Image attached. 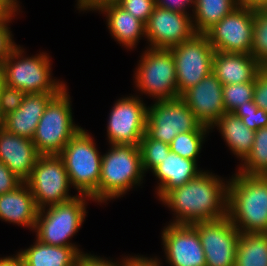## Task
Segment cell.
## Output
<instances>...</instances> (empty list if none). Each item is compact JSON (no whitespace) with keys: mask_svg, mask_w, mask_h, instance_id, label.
<instances>
[{"mask_svg":"<svg viewBox=\"0 0 267 266\" xmlns=\"http://www.w3.org/2000/svg\"><path fill=\"white\" fill-rule=\"evenodd\" d=\"M152 172L160 181L157 195L161 200L170 190L186 184L202 171L197 170V161L183 158L170 151Z\"/></svg>","mask_w":267,"mask_h":266,"instance_id":"cell-23","label":"cell"},{"mask_svg":"<svg viewBox=\"0 0 267 266\" xmlns=\"http://www.w3.org/2000/svg\"><path fill=\"white\" fill-rule=\"evenodd\" d=\"M255 79L251 82L223 85V101L226 112H234L239 106L253 100Z\"/></svg>","mask_w":267,"mask_h":266,"instance_id":"cell-32","label":"cell"},{"mask_svg":"<svg viewBox=\"0 0 267 266\" xmlns=\"http://www.w3.org/2000/svg\"><path fill=\"white\" fill-rule=\"evenodd\" d=\"M5 24H0V65L9 57L13 50L18 46L12 40L10 28Z\"/></svg>","mask_w":267,"mask_h":266,"instance_id":"cell-38","label":"cell"},{"mask_svg":"<svg viewBox=\"0 0 267 266\" xmlns=\"http://www.w3.org/2000/svg\"><path fill=\"white\" fill-rule=\"evenodd\" d=\"M191 225L199 234L206 266H234L240 232L228 216Z\"/></svg>","mask_w":267,"mask_h":266,"instance_id":"cell-13","label":"cell"},{"mask_svg":"<svg viewBox=\"0 0 267 266\" xmlns=\"http://www.w3.org/2000/svg\"><path fill=\"white\" fill-rule=\"evenodd\" d=\"M40 154L31 139L0 126V161L24 182L30 177Z\"/></svg>","mask_w":267,"mask_h":266,"instance_id":"cell-18","label":"cell"},{"mask_svg":"<svg viewBox=\"0 0 267 266\" xmlns=\"http://www.w3.org/2000/svg\"><path fill=\"white\" fill-rule=\"evenodd\" d=\"M24 181L0 161V195L12 191L20 186Z\"/></svg>","mask_w":267,"mask_h":266,"instance_id":"cell-37","label":"cell"},{"mask_svg":"<svg viewBox=\"0 0 267 266\" xmlns=\"http://www.w3.org/2000/svg\"><path fill=\"white\" fill-rule=\"evenodd\" d=\"M106 1H112V0H78V8L80 10H94L99 4L106 2Z\"/></svg>","mask_w":267,"mask_h":266,"instance_id":"cell-45","label":"cell"},{"mask_svg":"<svg viewBox=\"0 0 267 266\" xmlns=\"http://www.w3.org/2000/svg\"><path fill=\"white\" fill-rule=\"evenodd\" d=\"M110 149L102 156L99 202L124 195L144 176L139 146L111 144Z\"/></svg>","mask_w":267,"mask_h":266,"instance_id":"cell-3","label":"cell"},{"mask_svg":"<svg viewBox=\"0 0 267 266\" xmlns=\"http://www.w3.org/2000/svg\"><path fill=\"white\" fill-rule=\"evenodd\" d=\"M86 195H76L73 199L39 209L35 232L42 243L53 246L77 247L69 242L86 217ZM47 210V212H45Z\"/></svg>","mask_w":267,"mask_h":266,"instance_id":"cell-6","label":"cell"},{"mask_svg":"<svg viewBox=\"0 0 267 266\" xmlns=\"http://www.w3.org/2000/svg\"><path fill=\"white\" fill-rule=\"evenodd\" d=\"M195 6V0H155V5L171 11L189 14L186 11L188 5Z\"/></svg>","mask_w":267,"mask_h":266,"instance_id":"cell-39","label":"cell"},{"mask_svg":"<svg viewBox=\"0 0 267 266\" xmlns=\"http://www.w3.org/2000/svg\"><path fill=\"white\" fill-rule=\"evenodd\" d=\"M161 201L177 214L171 224L221 219L227 216L228 184L204 171L170 190Z\"/></svg>","mask_w":267,"mask_h":266,"instance_id":"cell-1","label":"cell"},{"mask_svg":"<svg viewBox=\"0 0 267 266\" xmlns=\"http://www.w3.org/2000/svg\"><path fill=\"white\" fill-rule=\"evenodd\" d=\"M25 95L24 91L5 85L0 94V118L15 112L21 106Z\"/></svg>","mask_w":267,"mask_h":266,"instance_id":"cell-34","label":"cell"},{"mask_svg":"<svg viewBox=\"0 0 267 266\" xmlns=\"http://www.w3.org/2000/svg\"><path fill=\"white\" fill-rule=\"evenodd\" d=\"M25 182L39 209L76 197L68 194L71 184L59 155H40L30 177Z\"/></svg>","mask_w":267,"mask_h":266,"instance_id":"cell-10","label":"cell"},{"mask_svg":"<svg viewBox=\"0 0 267 266\" xmlns=\"http://www.w3.org/2000/svg\"><path fill=\"white\" fill-rule=\"evenodd\" d=\"M120 263L111 262L110 260H104L103 258H99L98 256H94L91 254H84L83 252L78 256L76 260V266H121Z\"/></svg>","mask_w":267,"mask_h":266,"instance_id":"cell-40","label":"cell"},{"mask_svg":"<svg viewBox=\"0 0 267 266\" xmlns=\"http://www.w3.org/2000/svg\"><path fill=\"white\" fill-rule=\"evenodd\" d=\"M0 2H18L17 0H0Z\"/></svg>","mask_w":267,"mask_h":266,"instance_id":"cell-47","label":"cell"},{"mask_svg":"<svg viewBox=\"0 0 267 266\" xmlns=\"http://www.w3.org/2000/svg\"><path fill=\"white\" fill-rule=\"evenodd\" d=\"M263 11L267 14V6L263 9Z\"/></svg>","mask_w":267,"mask_h":266,"instance_id":"cell-48","label":"cell"},{"mask_svg":"<svg viewBox=\"0 0 267 266\" xmlns=\"http://www.w3.org/2000/svg\"><path fill=\"white\" fill-rule=\"evenodd\" d=\"M234 266H267V233H240Z\"/></svg>","mask_w":267,"mask_h":266,"instance_id":"cell-27","label":"cell"},{"mask_svg":"<svg viewBox=\"0 0 267 266\" xmlns=\"http://www.w3.org/2000/svg\"><path fill=\"white\" fill-rule=\"evenodd\" d=\"M233 113L253 131L267 126V112L259 108L253 100L246 102L245 106H239Z\"/></svg>","mask_w":267,"mask_h":266,"instance_id":"cell-33","label":"cell"},{"mask_svg":"<svg viewBox=\"0 0 267 266\" xmlns=\"http://www.w3.org/2000/svg\"><path fill=\"white\" fill-rule=\"evenodd\" d=\"M120 7L144 24L150 18L155 7V0H114Z\"/></svg>","mask_w":267,"mask_h":266,"instance_id":"cell-35","label":"cell"},{"mask_svg":"<svg viewBox=\"0 0 267 266\" xmlns=\"http://www.w3.org/2000/svg\"><path fill=\"white\" fill-rule=\"evenodd\" d=\"M180 98L195 117L208 127L217 122L226 112L223 101V84L212 72L197 85L186 90Z\"/></svg>","mask_w":267,"mask_h":266,"instance_id":"cell-17","label":"cell"},{"mask_svg":"<svg viewBox=\"0 0 267 266\" xmlns=\"http://www.w3.org/2000/svg\"><path fill=\"white\" fill-rule=\"evenodd\" d=\"M230 180L229 220L240 233H267V178L237 172Z\"/></svg>","mask_w":267,"mask_h":266,"instance_id":"cell-2","label":"cell"},{"mask_svg":"<svg viewBox=\"0 0 267 266\" xmlns=\"http://www.w3.org/2000/svg\"><path fill=\"white\" fill-rule=\"evenodd\" d=\"M170 50L175 62L179 96L212 72L215 50L205 34H195Z\"/></svg>","mask_w":267,"mask_h":266,"instance_id":"cell-11","label":"cell"},{"mask_svg":"<svg viewBox=\"0 0 267 266\" xmlns=\"http://www.w3.org/2000/svg\"><path fill=\"white\" fill-rule=\"evenodd\" d=\"M238 172L249 176L267 175V126L255 131L253 148Z\"/></svg>","mask_w":267,"mask_h":266,"instance_id":"cell-28","label":"cell"},{"mask_svg":"<svg viewBox=\"0 0 267 266\" xmlns=\"http://www.w3.org/2000/svg\"><path fill=\"white\" fill-rule=\"evenodd\" d=\"M17 10L18 2H0V24L10 22Z\"/></svg>","mask_w":267,"mask_h":266,"instance_id":"cell-41","label":"cell"},{"mask_svg":"<svg viewBox=\"0 0 267 266\" xmlns=\"http://www.w3.org/2000/svg\"><path fill=\"white\" fill-rule=\"evenodd\" d=\"M59 156L68 173L70 184L79 195L99 202V179L102 155H99L91 136L82 128L65 145Z\"/></svg>","mask_w":267,"mask_h":266,"instance_id":"cell-4","label":"cell"},{"mask_svg":"<svg viewBox=\"0 0 267 266\" xmlns=\"http://www.w3.org/2000/svg\"><path fill=\"white\" fill-rule=\"evenodd\" d=\"M145 33L150 48L157 49H171L196 34L189 14L171 11L157 5L145 24Z\"/></svg>","mask_w":267,"mask_h":266,"instance_id":"cell-15","label":"cell"},{"mask_svg":"<svg viewBox=\"0 0 267 266\" xmlns=\"http://www.w3.org/2000/svg\"><path fill=\"white\" fill-rule=\"evenodd\" d=\"M39 208L26 182L0 195V219L34 230Z\"/></svg>","mask_w":267,"mask_h":266,"instance_id":"cell-21","label":"cell"},{"mask_svg":"<svg viewBox=\"0 0 267 266\" xmlns=\"http://www.w3.org/2000/svg\"><path fill=\"white\" fill-rule=\"evenodd\" d=\"M5 85H6L5 73H4V69H3L2 65H0V94H1V91Z\"/></svg>","mask_w":267,"mask_h":266,"instance_id":"cell-46","label":"cell"},{"mask_svg":"<svg viewBox=\"0 0 267 266\" xmlns=\"http://www.w3.org/2000/svg\"><path fill=\"white\" fill-rule=\"evenodd\" d=\"M214 126L219 128L230 150L243 161L253 148L255 131L232 112H225L210 128Z\"/></svg>","mask_w":267,"mask_h":266,"instance_id":"cell-25","label":"cell"},{"mask_svg":"<svg viewBox=\"0 0 267 266\" xmlns=\"http://www.w3.org/2000/svg\"><path fill=\"white\" fill-rule=\"evenodd\" d=\"M160 260L157 258H146V257H127L122 260L121 266H160Z\"/></svg>","mask_w":267,"mask_h":266,"instance_id":"cell-42","label":"cell"},{"mask_svg":"<svg viewBox=\"0 0 267 266\" xmlns=\"http://www.w3.org/2000/svg\"><path fill=\"white\" fill-rule=\"evenodd\" d=\"M147 109L137 96L119 99L109 115V143L139 146L146 131Z\"/></svg>","mask_w":267,"mask_h":266,"instance_id":"cell-14","label":"cell"},{"mask_svg":"<svg viewBox=\"0 0 267 266\" xmlns=\"http://www.w3.org/2000/svg\"><path fill=\"white\" fill-rule=\"evenodd\" d=\"M141 151L142 168L153 171L160 165L169 154L170 146L162 141L150 138L146 133L142 137L139 145Z\"/></svg>","mask_w":267,"mask_h":266,"instance_id":"cell-30","label":"cell"},{"mask_svg":"<svg viewBox=\"0 0 267 266\" xmlns=\"http://www.w3.org/2000/svg\"><path fill=\"white\" fill-rule=\"evenodd\" d=\"M81 253L77 247L53 246L37 239L34 245L20 251L25 266H76Z\"/></svg>","mask_w":267,"mask_h":266,"instance_id":"cell-24","label":"cell"},{"mask_svg":"<svg viewBox=\"0 0 267 266\" xmlns=\"http://www.w3.org/2000/svg\"><path fill=\"white\" fill-rule=\"evenodd\" d=\"M136 71V87L156 101L179 98L173 54L170 49L148 48Z\"/></svg>","mask_w":267,"mask_h":266,"instance_id":"cell-8","label":"cell"},{"mask_svg":"<svg viewBox=\"0 0 267 266\" xmlns=\"http://www.w3.org/2000/svg\"><path fill=\"white\" fill-rule=\"evenodd\" d=\"M237 2L240 6L255 10H263L267 6V0H237Z\"/></svg>","mask_w":267,"mask_h":266,"instance_id":"cell-44","label":"cell"},{"mask_svg":"<svg viewBox=\"0 0 267 266\" xmlns=\"http://www.w3.org/2000/svg\"><path fill=\"white\" fill-rule=\"evenodd\" d=\"M57 94H26L21 106L2 119V127L20 137L33 139L46 105Z\"/></svg>","mask_w":267,"mask_h":266,"instance_id":"cell-19","label":"cell"},{"mask_svg":"<svg viewBox=\"0 0 267 266\" xmlns=\"http://www.w3.org/2000/svg\"><path fill=\"white\" fill-rule=\"evenodd\" d=\"M209 129L195 117L180 97L155 101L151 107L148 106L145 133L154 140L170 144L179 133Z\"/></svg>","mask_w":267,"mask_h":266,"instance_id":"cell-9","label":"cell"},{"mask_svg":"<svg viewBox=\"0 0 267 266\" xmlns=\"http://www.w3.org/2000/svg\"><path fill=\"white\" fill-rule=\"evenodd\" d=\"M253 29L254 9L239 5L205 35L215 51L251 54Z\"/></svg>","mask_w":267,"mask_h":266,"instance_id":"cell-12","label":"cell"},{"mask_svg":"<svg viewBox=\"0 0 267 266\" xmlns=\"http://www.w3.org/2000/svg\"><path fill=\"white\" fill-rule=\"evenodd\" d=\"M253 101L267 112V67H263L255 77Z\"/></svg>","mask_w":267,"mask_h":266,"instance_id":"cell-36","label":"cell"},{"mask_svg":"<svg viewBox=\"0 0 267 266\" xmlns=\"http://www.w3.org/2000/svg\"><path fill=\"white\" fill-rule=\"evenodd\" d=\"M97 9L107 15L110 34L119 44L131 49L145 33V24L120 7L114 0L99 4Z\"/></svg>","mask_w":267,"mask_h":266,"instance_id":"cell-22","label":"cell"},{"mask_svg":"<svg viewBox=\"0 0 267 266\" xmlns=\"http://www.w3.org/2000/svg\"><path fill=\"white\" fill-rule=\"evenodd\" d=\"M263 66L251 54L215 51L212 73L223 85L251 82Z\"/></svg>","mask_w":267,"mask_h":266,"instance_id":"cell-20","label":"cell"},{"mask_svg":"<svg viewBox=\"0 0 267 266\" xmlns=\"http://www.w3.org/2000/svg\"><path fill=\"white\" fill-rule=\"evenodd\" d=\"M209 131H191L179 133L169 144L170 150L183 158L197 161L204 135Z\"/></svg>","mask_w":267,"mask_h":266,"instance_id":"cell-29","label":"cell"},{"mask_svg":"<svg viewBox=\"0 0 267 266\" xmlns=\"http://www.w3.org/2000/svg\"><path fill=\"white\" fill-rule=\"evenodd\" d=\"M251 55L257 59L263 67H267V14L263 10L254 9Z\"/></svg>","mask_w":267,"mask_h":266,"instance_id":"cell-31","label":"cell"},{"mask_svg":"<svg viewBox=\"0 0 267 266\" xmlns=\"http://www.w3.org/2000/svg\"><path fill=\"white\" fill-rule=\"evenodd\" d=\"M69 96L65 87L46 105L32 139L40 155H59L81 129L73 124Z\"/></svg>","mask_w":267,"mask_h":266,"instance_id":"cell-5","label":"cell"},{"mask_svg":"<svg viewBox=\"0 0 267 266\" xmlns=\"http://www.w3.org/2000/svg\"><path fill=\"white\" fill-rule=\"evenodd\" d=\"M161 237L171 266H206L199 234L191 224L170 223Z\"/></svg>","mask_w":267,"mask_h":266,"instance_id":"cell-16","label":"cell"},{"mask_svg":"<svg viewBox=\"0 0 267 266\" xmlns=\"http://www.w3.org/2000/svg\"><path fill=\"white\" fill-rule=\"evenodd\" d=\"M20 48L17 46L1 64L6 85L20 89L26 94H58L66 87L62 81L51 79V63L47 53L42 52L39 55L24 58L22 55L24 51Z\"/></svg>","mask_w":267,"mask_h":266,"instance_id":"cell-7","label":"cell"},{"mask_svg":"<svg viewBox=\"0 0 267 266\" xmlns=\"http://www.w3.org/2000/svg\"><path fill=\"white\" fill-rule=\"evenodd\" d=\"M238 5L237 0H195L193 27L196 34H205Z\"/></svg>","mask_w":267,"mask_h":266,"instance_id":"cell-26","label":"cell"},{"mask_svg":"<svg viewBox=\"0 0 267 266\" xmlns=\"http://www.w3.org/2000/svg\"><path fill=\"white\" fill-rule=\"evenodd\" d=\"M0 266H25L24 260L20 252L15 256L0 258Z\"/></svg>","mask_w":267,"mask_h":266,"instance_id":"cell-43","label":"cell"}]
</instances>
